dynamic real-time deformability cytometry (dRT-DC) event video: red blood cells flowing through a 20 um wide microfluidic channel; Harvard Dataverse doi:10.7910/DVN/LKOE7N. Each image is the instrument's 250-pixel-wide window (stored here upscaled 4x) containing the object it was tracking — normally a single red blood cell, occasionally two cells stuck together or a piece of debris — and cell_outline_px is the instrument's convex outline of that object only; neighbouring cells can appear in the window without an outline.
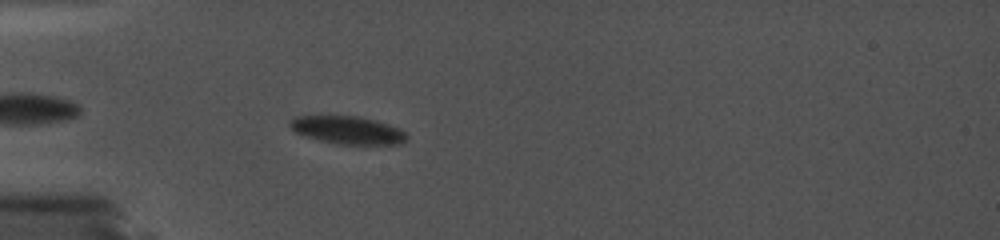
{"species": "common noctule bat (a hibernating species)", "species_latin": "Nyctalus noctula", "temperature_condition": "cold", "stored_images_in_passage": 61, "camera_frame_rate_fps": 5000, "um_per_image_px": 0.085, "animal": {"sex": "female", "body_mass_g": 19.0, "forearm_length_mm": 56.7}, "frame": {"image": 1, "passage_image": 8, "time_ms": 1.4, "image_size_px": [1000, 240], "cell_outline_px": [[404, 140], [396, 144], [336, 144], [320, 140], [296, 132], [288, 124], [296, 116], [360, 116], [376, 120], [396, 128], [404, 132]], "centroid_in_image_um": [29.5, 11.05], "position_along_channel_um": 55.5, "area_um2": 18.38}}
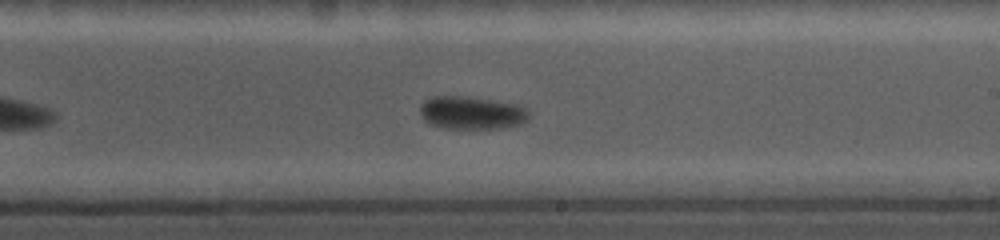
{"frame": {"image": 2, "passage_image": 36, "time_ms": 7.0, "image_size_px": [1000, 240], "cell_outline_px": [[528, 116], [520, 124], [500, 128], [444, 128], [428, 124], [424, 120], [420, 112], [420, 104], [424, 100], [432, 96], [464, 96], [492, 100], [516, 104], [524, 108], [528, 112]], "centroid_in_image_um": [40.01, 9.58], "position_along_channel_um": 249.0, "area_um2": 20.75}}
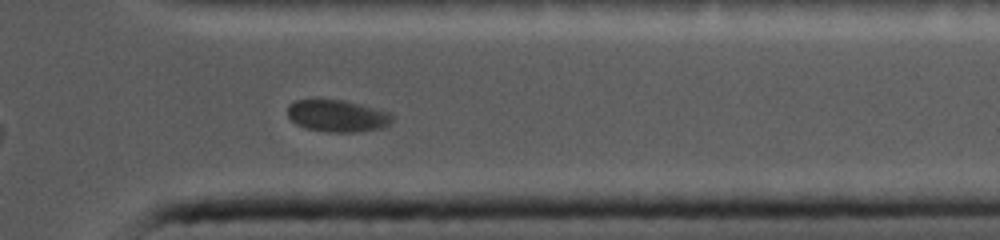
{"frame": {"image": 3, "passage_image": 54, "time_ms": 10.6, "image_size_px": [1000, 240], "cell_outline_px": [[392, 120], [388, 124], [380, 128], [356, 132], [328, 132], [304, 128], [296, 124], [288, 116], [288, 104], [296, 100], [344, 100], [392, 112]], "centroid_in_image_um": [28.67, 9.85], "position_along_channel_um": 382.7, "area_um2": 19.48}}